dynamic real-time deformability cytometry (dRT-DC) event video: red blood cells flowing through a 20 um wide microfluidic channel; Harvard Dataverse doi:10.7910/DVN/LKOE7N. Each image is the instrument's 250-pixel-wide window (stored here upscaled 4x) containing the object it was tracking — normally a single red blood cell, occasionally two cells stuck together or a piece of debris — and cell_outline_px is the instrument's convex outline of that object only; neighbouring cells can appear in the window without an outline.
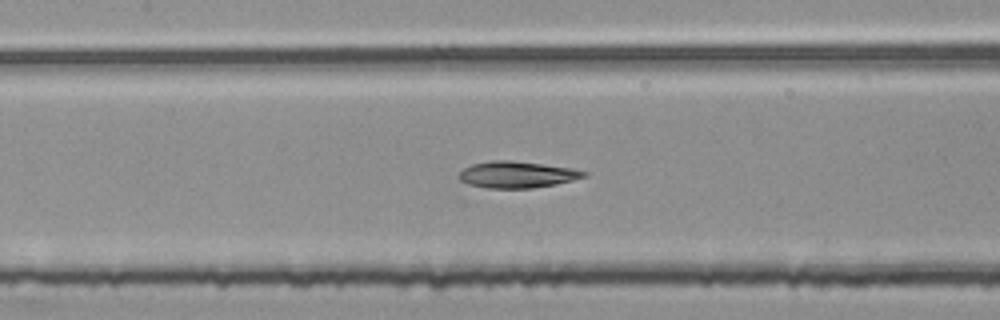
{"species": "common noctule bat (a hibernating species)", "species_latin": "Nyctalus noctula", "temperature_condition": "room temperature", "stored_images_in_passage": 54, "segment_of_instrument_passage": [2, 2], "camera_frame_rate_fps": 3000, "um_per_image_px": 0.085, "animal": {"sex": "female", "body_mass_g": 25.1}, "frame": {"image": 1, "passage_image": 25, "time_ms": 8.0, "image_size_px": [1000, 320], "cell_outline_px": [[588, 176], [556, 184], [532, 188], [488, 188], [468, 184], [460, 180], [456, 176], [464, 168], [472, 164], [492, 160], [508, 160], [572, 168], [588, 172]], "centroid_in_image_um": [43.93, 14.84], "position_along_channel_um": 163.5, "area_um2": 19.25}}
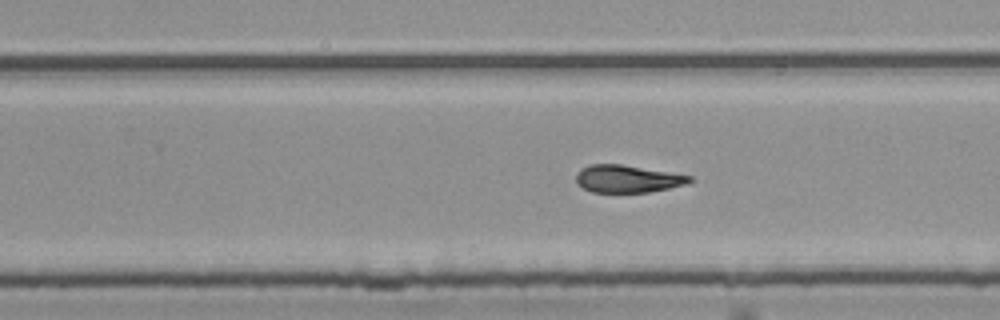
{"frame": {"image": 2, "passage_image": 34, "time_ms": 11.0, "image_size_px": [1000, 320], "cell_outline_px": [[692, 180], [684, 184], [668, 188], [648, 192], [592, 192], [584, 188], [576, 180], [576, 176], [580, 168], [588, 164], [620, 164], [692, 176]], "centroid_in_image_um": [53.29, 15.19], "position_along_channel_um": 276.5, "area_um2": 17.86}}
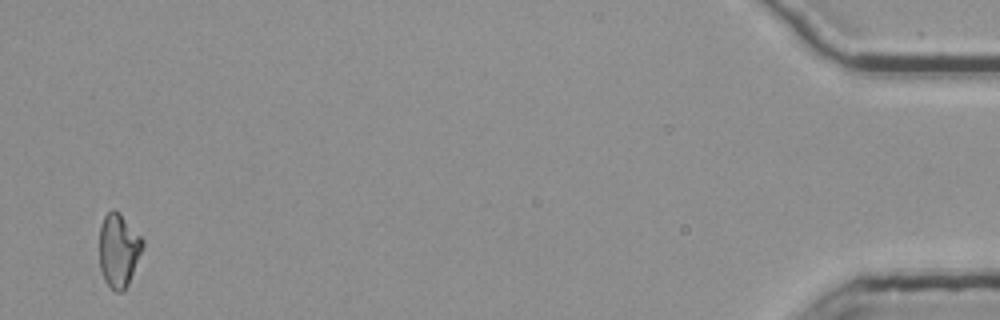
{"frame": {"image": 3, "passage_image": 53, "time_ms": 17.333, "image_size_px": [1000, 320], "cell_outline_px": [[144, 248], [128, 284], [124, 292], [116, 292], [104, 280], [100, 268], [100, 228], [104, 216], [112, 208], [120, 212], [144, 240]], "centroid_in_image_um": [10.1, 21.26], "position_along_channel_um": 425.1, "area_um2": 18.67}}